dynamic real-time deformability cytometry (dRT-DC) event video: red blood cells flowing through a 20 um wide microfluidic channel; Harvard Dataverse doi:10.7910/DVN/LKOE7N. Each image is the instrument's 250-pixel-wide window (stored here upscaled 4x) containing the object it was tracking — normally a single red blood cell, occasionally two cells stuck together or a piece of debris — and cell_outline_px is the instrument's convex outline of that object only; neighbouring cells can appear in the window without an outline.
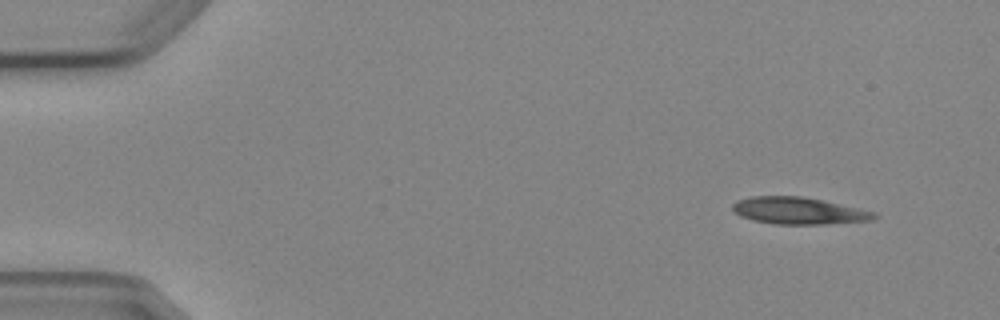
{"species": "Egyptian fruit bat (a non-hibernating species)", "species_latin": "Rousettus aegyptiacus", "temperature_condition": "cold", "stored_images_in_passage": 3, "camera_frame_rate_fps": 3000, "um_per_image_px": 0.085, "animal": {"sex": "female"}, "frame": {"image": 1, "passage_image": 1, "time_ms": 0.0, "image_size_px": [1000, 320], "cell_outline_px": [[880, 216], [872, 220], [828, 224], [772, 224], [752, 220], [740, 216], [732, 208], [732, 204], [736, 200], [752, 196], [800, 196], [824, 200], [876, 212]], "centroid_in_image_um": [67.9, 17.91], "position_along_channel_um": 17.1, "area_um2": 22.43}}